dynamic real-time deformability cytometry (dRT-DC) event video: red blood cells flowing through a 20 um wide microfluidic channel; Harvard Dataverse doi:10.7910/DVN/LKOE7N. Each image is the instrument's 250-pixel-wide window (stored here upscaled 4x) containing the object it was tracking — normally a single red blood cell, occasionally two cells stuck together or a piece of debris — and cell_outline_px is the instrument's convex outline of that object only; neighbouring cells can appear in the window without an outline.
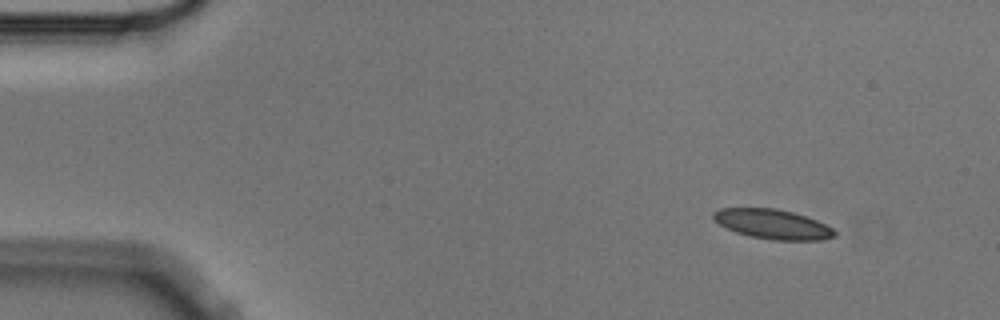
{"species": "Egyptian fruit bat (a non-hibernating species)", "species_latin": "Rousettus aegyptiacus", "temperature_condition": "cold", "stored_images_in_passage": 5, "camera_frame_rate_fps": 3000, "um_per_image_px": 0.085, "animal": {"sex": "male"}, "frame": {"image": 1, "passage_image": 1, "time_ms": 0.0, "image_size_px": [1000, 320], "cell_outline_px": [[836, 236], [820, 240], [772, 240], [752, 236], [736, 232], [712, 220], [712, 212], [720, 208], [776, 208], [792, 212], [816, 220], [832, 228], [836, 232]], "centroid_in_image_um": [65.65, 19.05], "position_along_channel_um": 19.3, "area_um2": 20.81}}
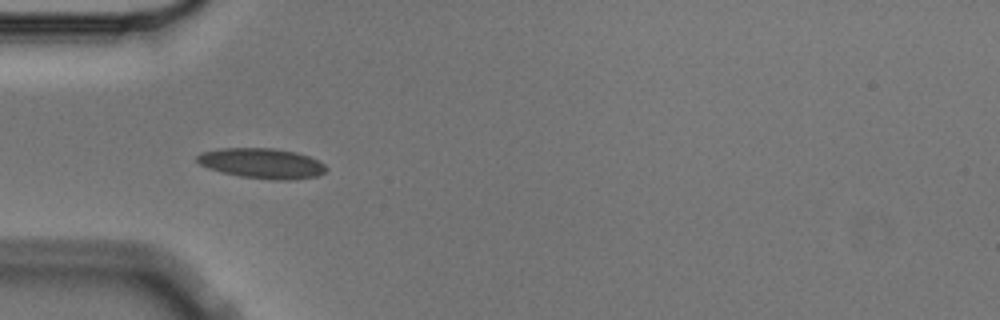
{"frame": {"image": 2, "passage_image": 4, "time_ms": 1.0, "image_size_px": [1000, 320], "cell_outline_px": [[328, 168], [324, 172], [316, 176], [292, 180], [272, 180], [240, 176], [208, 168], [200, 164], [196, 160], [196, 156], [200, 152], [220, 148], [272, 148], [296, 152], [308, 156], [324, 164]], "centroid_in_image_um": [22.25, 13.88], "position_along_channel_um": 62.8, "area_um2": 22.66}}
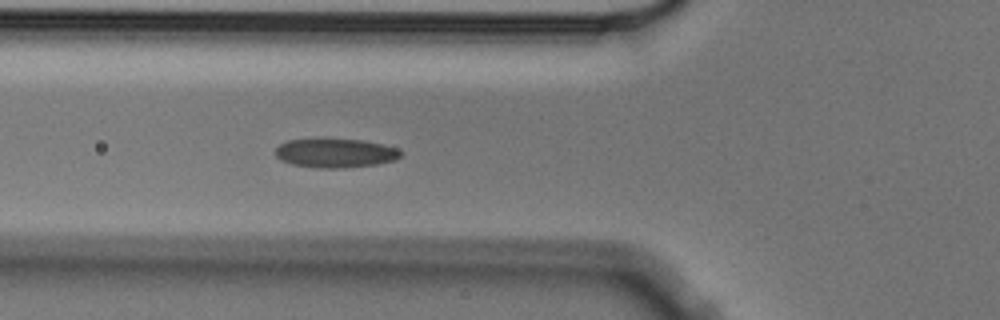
{"frame": {"image": 3, "passage_image": 5, "time_ms": 1.333, "image_size_px": [1000, 320], "cell_outline_px": [[404, 152], [396, 160], [376, 164], [344, 168], [316, 168], [292, 164], [280, 160], [276, 156], [276, 148], [280, 144], [288, 140], [364, 140], [384, 144], [396, 148]], "centroid_in_image_um": [28.54, 13.03], "position_along_channel_um": 97.3, "area_um2": 21.04}}